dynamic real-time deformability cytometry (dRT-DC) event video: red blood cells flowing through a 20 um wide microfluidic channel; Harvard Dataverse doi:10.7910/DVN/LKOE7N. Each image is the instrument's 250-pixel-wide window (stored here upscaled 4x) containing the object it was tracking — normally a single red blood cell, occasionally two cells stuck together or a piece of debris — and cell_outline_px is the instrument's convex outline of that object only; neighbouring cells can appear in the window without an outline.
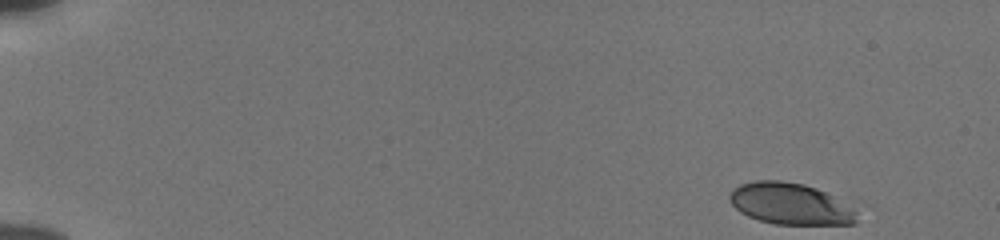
{"species": "human", "species_latin": "Homo sapiens", "temperature_condition": "cold", "stored_images_in_passage": 51, "camera_frame_rate_fps": 3000, "um_per_image_px": 0.085, "donor": {"sex": "male"}, "frame": {"image": 1, "passage_image": 1, "time_ms": 0.0, "image_size_px": [1000, 240], "cell_outline_px": [[860, 200], [856, 224], [776, 224], [760, 220], [748, 216], [740, 212], [732, 204], [728, 196], [740, 184], [756, 180], [780, 180], [804, 184]], "centroid_in_image_um": [67.44, 17.3], "position_along_channel_um": 17.6, "area_um2": 32.37}}
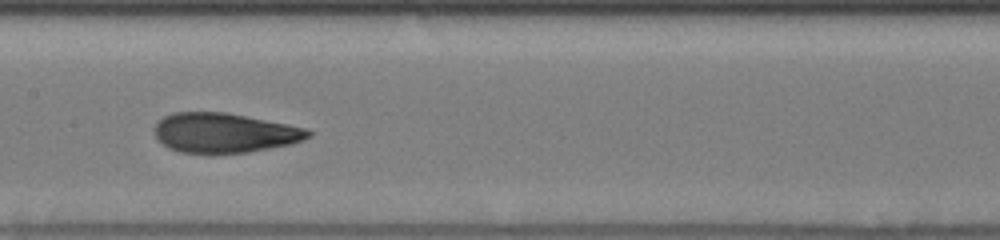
{"frame": {"image": 2, "passage_image": 26, "time_ms": 8.333, "image_size_px": [1000, 240], "cell_outline_px": [[312, 136], [304, 140], [292, 144], [248, 152], [180, 152], [168, 148], [156, 136], [156, 124], [164, 116], [172, 112], [224, 112], [288, 124], [308, 128], [312, 132]], "centroid_in_image_um": [19.13, 11.28], "position_along_channel_um": 188.3, "area_um2": 35.2}}
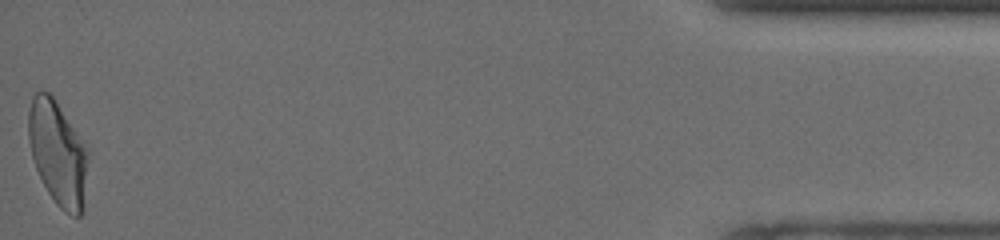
{"frame": {"image": 3, "passage_image": 51, "time_ms": 16.667, "image_size_px": [1000, 240], "cell_outline_px": [[88, 160], [84, 212], [80, 216], [72, 216], [64, 212], [56, 204], [48, 192], [36, 168], [32, 156], [28, 140], [28, 112], [32, 96], [36, 92], [48, 92], [52, 96], [88, 148]], "centroid_in_image_um": [4.93, 13.07], "position_along_channel_um": 430.3, "area_um2": 36.3}, "authors_computed_cell_mechanics": {"area_um2": 35.2002, "velocity_mm_per_s": 3.8443, "shape_relaxation_time_tau1_ms": 5.3199, "shape_relaxation_time_tau2_ms": 1.1163, "deformation_change_tau1": 0.1874, "deformation_change_tau2": 0.0784}}